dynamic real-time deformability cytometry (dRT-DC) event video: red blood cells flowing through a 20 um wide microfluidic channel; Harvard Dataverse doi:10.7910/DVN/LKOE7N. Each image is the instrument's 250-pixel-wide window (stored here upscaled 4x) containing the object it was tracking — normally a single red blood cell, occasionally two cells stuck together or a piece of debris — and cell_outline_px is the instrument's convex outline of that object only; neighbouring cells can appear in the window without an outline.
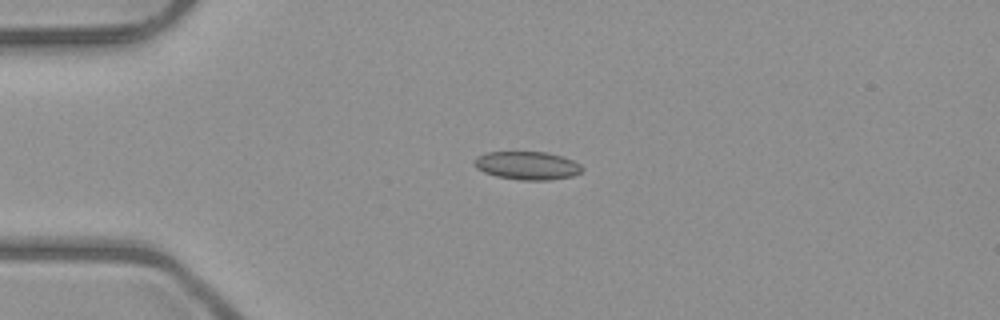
{"species": "common noctule bat (a hibernating species)", "species_latin": "Nyctalus noctula", "temperature_condition": "room temperature", "stored_images_in_passage": 2, "camera_frame_rate_fps": 3000, "um_per_image_px": 0.085, "animal": {"sex": "male", "body_mass_g": 23.1, "forearm_length_mm": 52.7}, "frame": {"image": 1, "passage_image": 2, "time_ms": 1.0, "image_size_px": [1000, 320], "cell_outline_px": [[584, 168], [580, 172], [572, 176], [548, 180], [520, 180], [496, 176], [484, 172], [476, 168], [476, 156], [488, 152], [544, 152], [560, 156], [572, 160], [580, 164]], "centroid_in_image_um": [44.82, 14.08], "position_along_channel_um": 40.2, "area_um2": 17.51}}